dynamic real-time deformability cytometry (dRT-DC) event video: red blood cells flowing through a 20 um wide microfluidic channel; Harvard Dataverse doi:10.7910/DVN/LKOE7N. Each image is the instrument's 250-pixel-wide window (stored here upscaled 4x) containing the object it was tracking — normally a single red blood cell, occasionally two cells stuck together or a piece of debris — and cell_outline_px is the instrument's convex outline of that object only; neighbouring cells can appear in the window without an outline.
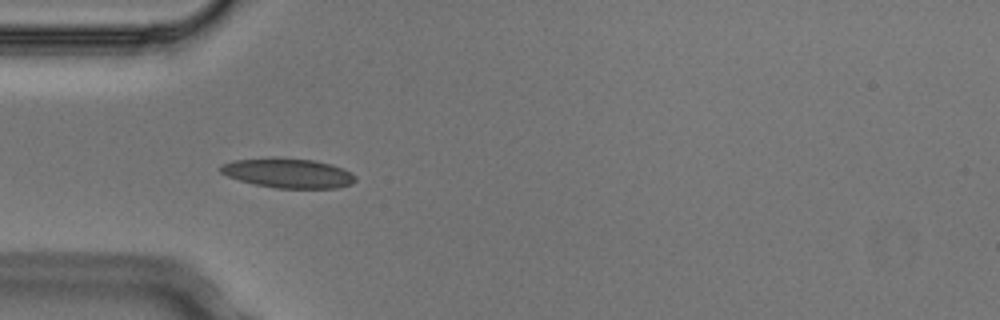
{"species": "Egyptian fruit bat (a non-hibernating species)", "species_latin": "Rousettus aegyptiacus", "temperature_condition": "cold", "stored_images_in_passage": 8, "camera_frame_rate_fps": 3000, "um_per_image_px": 0.085, "animal": {"sex": "male"}, "frame": {"image": 1, "passage_image": 5, "time_ms": 1.333, "image_size_px": [1000, 320], "cell_outline_px": [[356, 180], [352, 184], [336, 188], [276, 188], [256, 184], [240, 180], [228, 176], [220, 172], [220, 164], [232, 160], [312, 160], [332, 164], [352, 172], [356, 176]], "centroid_in_image_um": [24.55, 14.75], "position_along_channel_um": 60.4, "area_um2": 22.43}}
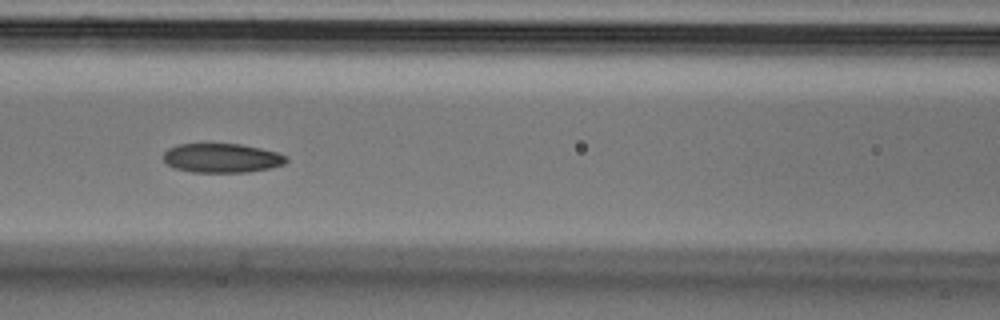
{"frame": {"image": 2, "passage_image": 7, "time_ms": 2.0, "image_size_px": [1000, 320], "cell_outline_px": [[288, 160], [284, 164], [272, 168], [248, 172], [192, 172], [176, 168], [168, 164], [164, 160], [164, 152], [168, 148], [180, 144], [240, 144], [260, 148], [276, 152], [288, 156]], "centroid_in_image_um": [18.89, 13.43], "position_along_channel_um": 147.7, "area_um2": 20.87}}
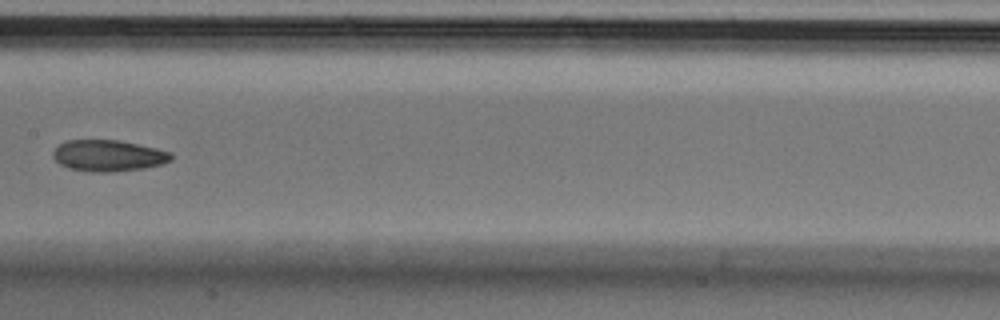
{"frame": {"image": 3, "passage_image": 8, "time_ms": 2.333, "image_size_px": [1000, 320], "cell_outline_px": [[172, 160], [160, 164], [144, 168], [112, 172], [92, 172], [68, 168], [60, 164], [52, 156], [52, 152], [60, 144], [68, 140], [120, 140], [156, 148], [172, 152]], "centroid_in_image_um": [9.21, 13.23], "position_along_channel_um": 198.2, "area_um2": 21.56}}